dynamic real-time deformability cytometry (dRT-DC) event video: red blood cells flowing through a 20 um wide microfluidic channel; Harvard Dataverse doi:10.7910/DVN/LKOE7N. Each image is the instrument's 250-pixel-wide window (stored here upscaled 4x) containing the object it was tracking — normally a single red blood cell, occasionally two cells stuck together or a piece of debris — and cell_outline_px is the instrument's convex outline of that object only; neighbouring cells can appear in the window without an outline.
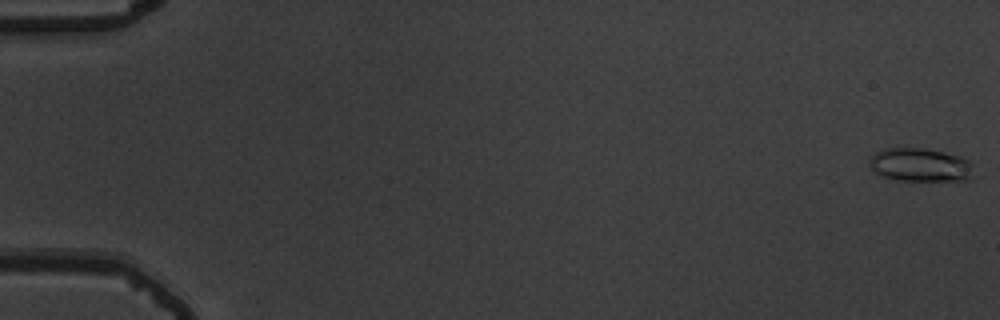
{"species": "common noctule bat (a hibernating species)", "species_latin": "Nyctalus noctula", "temperature_condition": "warm", "stored_images_in_passage": 19, "camera_frame_rate_fps": 3000, "um_per_image_px": 0.085, "animal": {"sex": "male", "body_mass_g": 19.5, "forearm_length_mm": 54.6}, "frame": {"image": 1, "passage_image": 1, "time_ms": 0.0, "image_size_px": [1000, 320], "cell_outline_px": [[976, 176], [972, 180], [892, 180], [880, 176], [868, 164], [868, 160], [876, 152], [884, 148], [924, 148], [944, 152], [960, 156], [968, 160], [972, 164]], "centroid_in_image_um": [78.25, 14.03], "position_along_channel_um": 6.7, "area_um2": 20.69}}
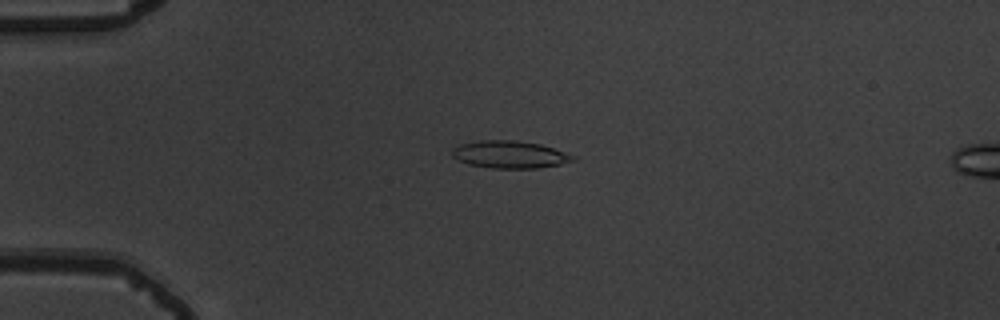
{"frame": {"image": 2, "passage_image": 15, "time_ms": 4.667, "image_size_px": [1000, 320], "cell_outline_px": [[576, 160], [560, 164], [536, 168], [492, 168], [468, 164], [452, 156], [452, 148], [460, 144], [480, 140], [516, 140], [540, 144], [576, 156]], "centroid_in_image_um": [43.32, 13.13], "position_along_channel_um": 41.7, "area_um2": 19.19}}